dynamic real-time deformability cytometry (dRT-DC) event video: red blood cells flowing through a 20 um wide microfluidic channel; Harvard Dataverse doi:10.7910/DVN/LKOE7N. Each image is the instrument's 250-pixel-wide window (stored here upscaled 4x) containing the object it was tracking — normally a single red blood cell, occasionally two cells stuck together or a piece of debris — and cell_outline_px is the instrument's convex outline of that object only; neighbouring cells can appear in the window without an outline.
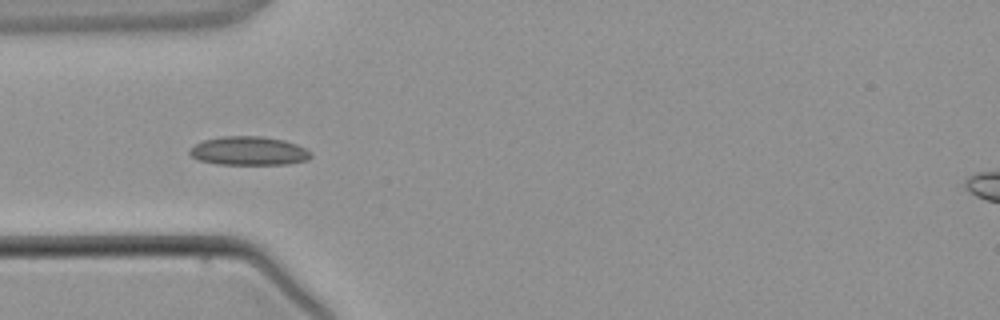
{"species": "common noctule bat (a hibernating species)", "species_latin": "Nyctalus noctula", "temperature_condition": "warm", "stored_images_in_passage": 3, "camera_frame_rate_fps": 3000, "um_per_image_px": 0.085, "animal": {"sex": "male", "body_mass_g": 21.5, "forearm_length_mm": 52.0}, "frame": {"image": 1, "passage_image": 3, "time_ms": 3.333, "image_size_px": [1000, 320], "cell_outline_px": [[312, 156], [308, 160], [288, 164], [216, 164], [200, 160], [192, 156], [188, 152], [188, 148], [204, 140], [224, 136], [260, 136], [284, 140], [296, 144], [312, 152]], "centroid_in_image_um": [21.16, 12.83], "position_along_channel_um": 63.8, "area_um2": 20.29}}